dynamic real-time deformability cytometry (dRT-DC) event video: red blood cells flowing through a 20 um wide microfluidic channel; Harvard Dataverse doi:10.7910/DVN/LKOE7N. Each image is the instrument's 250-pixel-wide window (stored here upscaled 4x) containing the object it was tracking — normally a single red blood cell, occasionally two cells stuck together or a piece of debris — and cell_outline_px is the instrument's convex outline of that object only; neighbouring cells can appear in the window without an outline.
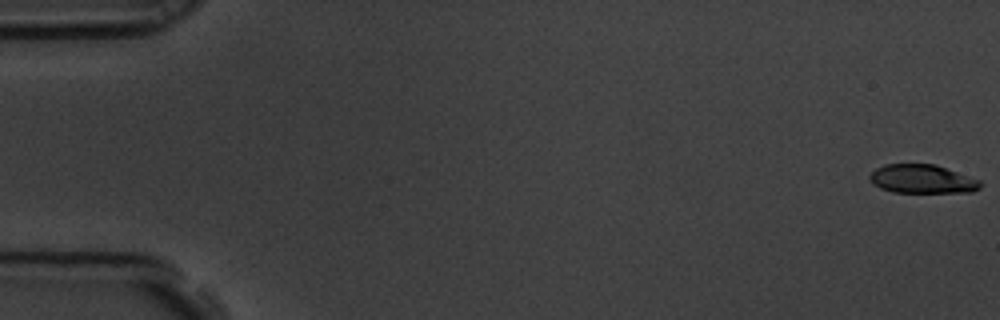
{"species": "common noctule bat (a hibernating species)", "species_latin": "Nyctalus noctula", "temperature_condition": "room temperature", "stored_images_in_passage": 6, "camera_frame_rate_fps": 3000, "um_per_image_px": 0.085, "animal": {"sex": "male", "body_mass_g": 19.5, "forearm_length_mm": 54.6}, "frame": {"image": 1, "passage_image": 1, "time_ms": 0.0, "image_size_px": [1000, 320], "cell_outline_px": [[980, 188], [972, 192], [892, 192], [880, 188], [872, 184], [868, 176], [876, 168], [884, 164], [936, 164], [980, 180]], "centroid_in_image_um": [78.36, 15.21], "position_along_channel_um": 6.6, "area_um2": 18.55}}
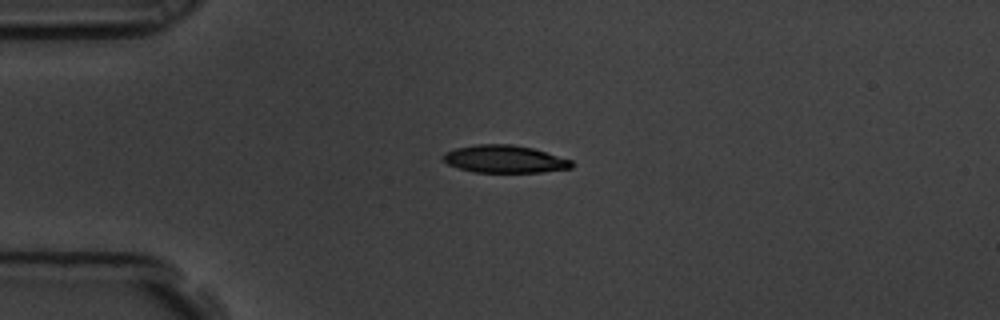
{"frame": {"image": 2, "passage_image": 5, "time_ms": 1.333, "image_size_px": [1000, 320], "cell_outline_px": [[576, 164], [572, 168], [540, 172], [476, 172], [460, 168], [448, 164], [444, 160], [444, 152], [456, 148], [476, 144], [512, 144], [532, 148], [572, 160]], "centroid_in_image_um": [42.93, 13.52], "position_along_channel_um": 42.1, "area_um2": 20.52}}